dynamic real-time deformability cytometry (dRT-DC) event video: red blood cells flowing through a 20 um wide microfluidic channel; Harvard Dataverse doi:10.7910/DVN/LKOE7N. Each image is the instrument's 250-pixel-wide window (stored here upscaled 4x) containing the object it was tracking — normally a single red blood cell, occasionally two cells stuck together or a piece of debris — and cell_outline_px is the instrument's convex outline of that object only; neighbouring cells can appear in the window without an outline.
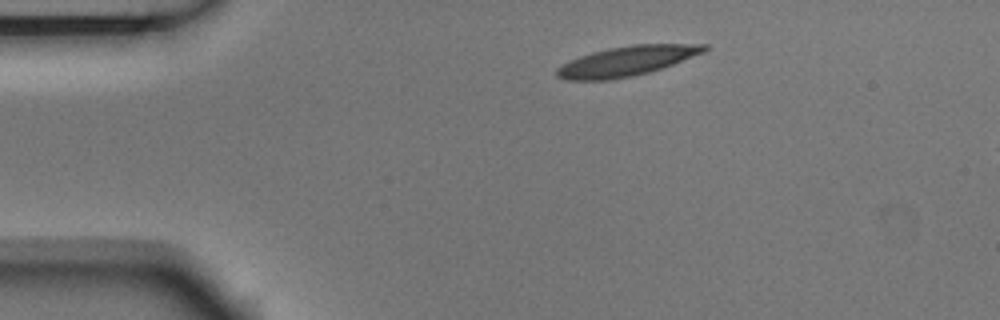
{"species": "Egyptian fruit bat (a non-hibernating species)", "species_latin": "Rousettus aegyptiacus", "temperature_condition": "room temperature", "stored_images_in_passage": 7, "camera_frame_rate_fps": 3000, "um_per_image_px": 0.085, "animal": {"sex": "male"}, "frame": {"image": 1, "passage_image": 1, "time_ms": 0.0, "image_size_px": [1000, 320], "cell_outline_px": [[708, 48], [704, 52], [672, 64], [648, 72], [632, 76], [612, 80], [564, 80], [556, 76], [556, 68], [560, 64], [580, 56], [592, 52], [608, 48], [632, 44], [708, 44]], "centroid_in_image_um": [53.21, 5.19], "position_along_channel_um": 31.8, "area_um2": 25.55}}
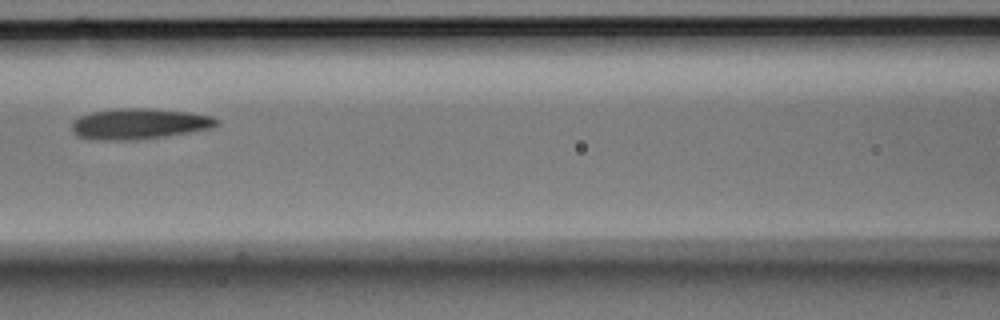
{"frame": {"image": 2, "passage_image": 4, "time_ms": 1.0, "image_size_px": [1000, 320], "cell_outline_px": [[220, 124], [212, 128], [164, 136], [136, 140], [96, 140], [80, 136], [72, 128], [72, 120], [80, 116], [92, 112], [116, 108], [152, 108], [188, 112], [212, 116], [220, 120]], "centroid_in_image_um": [11.86, 10.51], "position_along_channel_um": 154.7, "area_um2": 25.95}}
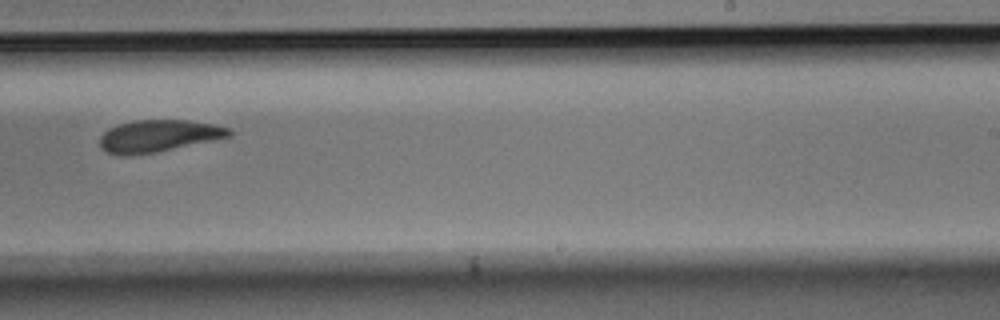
{"frame": {"image": 3, "passage_image": 7, "time_ms": 2.0, "image_size_px": [1000, 320], "cell_outline_px": [[232, 136], [156, 152], [124, 156], [120, 156], [108, 152], [100, 148], [100, 136], [108, 128], [116, 124], [136, 120], [188, 120], [216, 124], [228, 128], [232, 132]], "centroid_in_image_um": [13.45, 11.55], "position_along_channel_um": 275.6, "area_um2": 24.22}}